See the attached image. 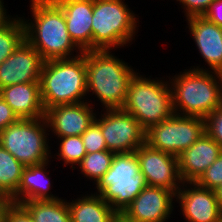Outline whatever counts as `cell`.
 <instances>
[{"mask_svg": "<svg viewBox=\"0 0 222 222\" xmlns=\"http://www.w3.org/2000/svg\"><path fill=\"white\" fill-rule=\"evenodd\" d=\"M115 52V49L86 51L87 102L97 106V110L122 109L130 81L139 71Z\"/></svg>", "mask_w": 222, "mask_h": 222, "instance_id": "1", "label": "cell"}, {"mask_svg": "<svg viewBox=\"0 0 222 222\" xmlns=\"http://www.w3.org/2000/svg\"><path fill=\"white\" fill-rule=\"evenodd\" d=\"M29 8L30 16L19 14L25 27V39L44 61L83 53L70 38L64 13L53 0H29Z\"/></svg>", "mask_w": 222, "mask_h": 222, "instance_id": "2", "label": "cell"}, {"mask_svg": "<svg viewBox=\"0 0 222 222\" xmlns=\"http://www.w3.org/2000/svg\"><path fill=\"white\" fill-rule=\"evenodd\" d=\"M168 73L173 112L205 119L222 106V83L218 72L186 68ZM175 74V75H174Z\"/></svg>", "mask_w": 222, "mask_h": 222, "instance_id": "3", "label": "cell"}, {"mask_svg": "<svg viewBox=\"0 0 222 222\" xmlns=\"http://www.w3.org/2000/svg\"><path fill=\"white\" fill-rule=\"evenodd\" d=\"M86 52L72 58L44 61L40 90L46 109L87 101Z\"/></svg>", "mask_w": 222, "mask_h": 222, "instance_id": "4", "label": "cell"}, {"mask_svg": "<svg viewBox=\"0 0 222 222\" xmlns=\"http://www.w3.org/2000/svg\"><path fill=\"white\" fill-rule=\"evenodd\" d=\"M127 4L125 0H93L92 50H129L135 44L142 21Z\"/></svg>", "mask_w": 222, "mask_h": 222, "instance_id": "5", "label": "cell"}, {"mask_svg": "<svg viewBox=\"0 0 222 222\" xmlns=\"http://www.w3.org/2000/svg\"><path fill=\"white\" fill-rule=\"evenodd\" d=\"M142 73L141 70L138 71L131 79L122 109L135 117L147 131L153 125L169 118L174 112L167 74L152 78L149 72L146 75Z\"/></svg>", "mask_w": 222, "mask_h": 222, "instance_id": "6", "label": "cell"}, {"mask_svg": "<svg viewBox=\"0 0 222 222\" xmlns=\"http://www.w3.org/2000/svg\"><path fill=\"white\" fill-rule=\"evenodd\" d=\"M89 190L103 198L118 214L146 187L135 152L115 153L111 167ZM95 190V191H93Z\"/></svg>", "mask_w": 222, "mask_h": 222, "instance_id": "7", "label": "cell"}, {"mask_svg": "<svg viewBox=\"0 0 222 222\" xmlns=\"http://www.w3.org/2000/svg\"><path fill=\"white\" fill-rule=\"evenodd\" d=\"M50 143L45 117L19 119L0 132V145L25 167L52 159Z\"/></svg>", "mask_w": 222, "mask_h": 222, "instance_id": "8", "label": "cell"}, {"mask_svg": "<svg viewBox=\"0 0 222 222\" xmlns=\"http://www.w3.org/2000/svg\"><path fill=\"white\" fill-rule=\"evenodd\" d=\"M203 133H205L203 118L173 113L169 118L146 131L145 143L177 157Z\"/></svg>", "mask_w": 222, "mask_h": 222, "instance_id": "9", "label": "cell"}, {"mask_svg": "<svg viewBox=\"0 0 222 222\" xmlns=\"http://www.w3.org/2000/svg\"><path fill=\"white\" fill-rule=\"evenodd\" d=\"M95 121L100 125L107 150L114 153L135 152L145 143L146 131L138 120L123 109H103Z\"/></svg>", "mask_w": 222, "mask_h": 222, "instance_id": "10", "label": "cell"}, {"mask_svg": "<svg viewBox=\"0 0 222 222\" xmlns=\"http://www.w3.org/2000/svg\"><path fill=\"white\" fill-rule=\"evenodd\" d=\"M175 203L172 191L146 185L120 215L128 222H169L175 218Z\"/></svg>", "mask_w": 222, "mask_h": 222, "instance_id": "11", "label": "cell"}, {"mask_svg": "<svg viewBox=\"0 0 222 222\" xmlns=\"http://www.w3.org/2000/svg\"><path fill=\"white\" fill-rule=\"evenodd\" d=\"M135 153L146 185L164 188L176 195L183 183L179 175L177 157L152 148L146 143L137 148Z\"/></svg>", "mask_w": 222, "mask_h": 222, "instance_id": "12", "label": "cell"}, {"mask_svg": "<svg viewBox=\"0 0 222 222\" xmlns=\"http://www.w3.org/2000/svg\"><path fill=\"white\" fill-rule=\"evenodd\" d=\"M184 21L187 22L184 30L190 34L196 51L198 50L205 62L202 63L204 66L194 63L189 68L218 73L222 71V27L208 21L204 16H193Z\"/></svg>", "mask_w": 222, "mask_h": 222, "instance_id": "13", "label": "cell"}, {"mask_svg": "<svg viewBox=\"0 0 222 222\" xmlns=\"http://www.w3.org/2000/svg\"><path fill=\"white\" fill-rule=\"evenodd\" d=\"M179 215L185 222H221L222 210L214 190L199 186L196 182H183L176 193Z\"/></svg>", "mask_w": 222, "mask_h": 222, "instance_id": "14", "label": "cell"}, {"mask_svg": "<svg viewBox=\"0 0 222 222\" xmlns=\"http://www.w3.org/2000/svg\"><path fill=\"white\" fill-rule=\"evenodd\" d=\"M95 109L87 101L60 104L46 109L44 117L48 124L51 143L58 137L81 136L95 120L98 112Z\"/></svg>", "mask_w": 222, "mask_h": 222, "instance_id": "15", "label": "cell"}, {"mask_svg": "<svg viewBox=\"0 0 222 222\" xmlns=\"http://www.w3.org/2000/svg\"><path fill=\"white\" fill-rule=\"evenodd\" d=\"M43 63L39 52L24 39L0 64V89L18 83L40 82Z\"/></svg>", "mask_w": 222, "mask_h": 222, "instance_id": "16", "label": "cell"}, {"mask_svg": "<svg viewBox=\"0 0 222 222\" xmlns=\"http://www.w3.org/2000/svg\"><path fill=\"white\" fill-rule=\"evenodd\" d=\"M222 147L206 132L178 156V170L183 182H196L218 158Z\"/></svg>", "mask_w": 222, "mask_h": 222, "instance_id": "17", "label": "cell"}, {"mask_svg": "<svg viewBox=\"0 0 222 222\" xmlns=\"http://www.w3.org/2000/svg\"><path fill=\"white\" fill-rule=\"evenodd\" d=\"M48 160L37 165H30L24 168L20 185L16 193L8 200L9 202L22 204L27 201H44L57 200L61 198L57 193L53 194L55 185L51 180V175L48 168H51V162ZM48 169V170H47ZM53 184V185H52Z\"/></svg>", "mask_w": 222, "mask_h": 222, "instance_id": "18", "label": "cell"}, {"mask_svg": "<svg viewBox=\"0 0 222 222\" xmlns=\"http://www.w3.org/2000/svg\"><path fill=\"white\" fill-rule=\"evenodd\" d=\"M63 11L74 44L82 51L92 50L93 0H53Z\"/></svg>", "mask_w": 222, "mask_h": 222, "instance_id": "19", "label": "cell"}, {"mask_svg": "<svg viewBox=\"0 0 222 222\" xmlns=\"http://www.w3.org/2000/svg\"><path fill=\"white\" fill-rule=\"evenodd\" d=\"M0 97L19 119H37L45 116L40 82L18 83L0 89Z\"/></svg>", "mask_w": 222, "mask_h": 222, "instance_id": "20", "label": "cell"}, {"mask_svg": "<svg viewBox=\"0 0 222 222\" xmlns=\"http://www.w3.org/2000/svg\"><path fill=\"white\" fill-rule=\"evenodd\" d=\"M67 200L71 222H113L119 215L103 198L85 190Z\"/></svg>", "mask_w": 222, "mask_h": 222, "instance_id": "21", "label": "cell"}, {"mask_svg": "<svg viewBox=\"0 0 222 222\" xmlns=\"http://www.w3.org/2000/svg\"><path fill=\"white\" fill-rule=\"evenodd\" d=\"M35 222H71L67 198L27 201L21 204Z\"/></svg>", "mask_w": 222, "mask_h": 222, "instance_id": "22", "label": "cell"}, {"mask_svg": "<svg viewBox=\"0 0 222 222\" xmlns=\"http://www.w3.org/2000/svg\"><path fill=\"white\" fill-rule=\"evenodd\" d=\"M25 166L0 145V196L7 201L16 193Z\"/></svg>", "mask_w": 222, "mask_h": 222, "instance_id": "23", "label": "cell"}, {"mask_svg": "<svg viewBox=\"0 0 222 222\" xmlns=\"http://www.w3.org/2000/svg\"><path fill=\"white\" fill-rule=\"evenodd\" d=\"M51 144L52 148L53 144L54 148L56 146L55 149L53 148L55 153L52 151L51 158H54L55 160L57 159L59 163L62 162L61 164L64 169L69 166L68 169L74 174V169L87 154L81 136L58 137L56 138V141Z\"/></svg>", "mask_w": 222, "mask_h": 222, "instance_id": "24", "label": "cell"}, {"mask_svg": "<svg viewBox=\"0 0 222 222\" xmlns=\"http://www.w3.org/2000/svg\"><path fill=\"white\" fill-rule=\"evenodd\" d=\"M114 154V152L109 150L86 154L74 169L79 172L78 174H81L78 176L80 181L84 178L86 179L84 181H90L92 186H94L111 167Z\"/></svg>", "mask_w": 222, "mask_h": 222, "instance_id": "25", "label": "cell"}, {"mask_svg": "<svg viewBox=\"0 0 222 222\" xmlns=\"http://www.w3.org/2000/svg\"><path fill=\"white\" fill-rule=\"evenodd\" d=\"M25 39V27L22 18L17 17L0 29V64L6 60Z\"/></svg>", "mask_w": 222, "mask_h": 222, "instance_id": "26", "label": "cell"}, {"mask_svg": "<svg viewBox=\"0 0 222 222\" xmlns=\"http://www.w3.org/2000/svg\"><path fill=\"white\" fill-rule=\"evenodd\" d=\"M81 138L87 154L107 150V145L101 132V127L95 120L87 128V130L83 132Z\"/></svg>", "mask_w": 222, "mask_h": 222, "instance_id": "27", "label": "cell"}, {"mask_svg": "<svg viewBox=\"0 0 222 222\" xmlns=\"http://www.w3.org/2000/svg\"><path fill=\"white\" fill-rule=\"evenodd\" d=\"M196 183L204 188L215 190L222 185V152L218 158L204 171Z\"/></svg>", "mask_w": 222, "mask_h": 222, "instance_id": "28", "label": "cell"}, {"mask_svg": "<svg viewBox=\"0 0 222 222\" xmlns=\"http://www.w3.org/2000/svg\"><path fill=\"white\" fill-rule=\"evenodd\" d=\"M173 1V0H172ZM178 8L184 13L185 19L193 16H203L214 0H174ZM180 6V7H179Z\"/></svg>", "mask_w": 222, "mask_h": 222, "instance_id": "29", "label": "cell"}, {"mask_svg": "<svg viewBox=\"0 0 222 222\" xmlns=\"http://www.w3.org/2000/svg\"><path fill=\"white\" fill-rule=\"evenodd\" d=\"M205 132L222 147V106L205 119Z\"/></svg>", "mask_w": 222, "mask_h": 222, "instance_id": "30", "label": "cell"}, {"mask_svg": "<svg viewBox=\"0 0 222 222\" xmlns=\"http://www.w3.org/2000/svg\"><path fill=\"white\" fill-rule=\"evenodd\" d=\"M4 222H35L30 213L21 205L7 202L2 211Z\"/></svg>", "mask_w": 222, "mask_h": 222, "instance_id": "31", "label": "cell"}, {"mask_svg": "<svg viewBox=\"0 0 222 222\" xmlns=\"http://www.w3.org/2000/svg\"><path fill=\"white\" fill-rule=\"evenodd\" d=\"M18 120L11 107L0 97V132Z\"/></svg>", "mask_w": 222, "mask_h": 222, "instance_id": "32", "label": "cell"}, {"mask_svg": "<svg viewBox=\"0 0 222 222\" xmlns=\"http://www.w3.org/2000/svg\"><path fill=\"white\" fill-rule=\"evenodd\" d=\"M203 16L208 21L222 27V0H214Z\"/></svg>", "mask_w": 222, "mask_h": 222, "instance_id": "33", "label": "cell"}, {"mask_svg": "<svg viewBox=\"0 0 222 222\" xmlns=\"http://www.w3.org/2000/svg\"><path fill=\"white\" fill-rule=\"evenodd\" d=\"M4 0H0V29H2L3 27L7 26L9 23H11L16 17L17 14H9L8 9V5L6 3H4ZM5 4V5H4Z\"/></svg>", "mask_w": 222, "mask_h": 222, "instance_id": "34", "label": "cell"}, {"mask_svg": "<svg viewBox=\"0 0 222 222\" xmlns=\"http://www.w3.org/2000/svg\"><path fill=\"white\" fill-rule=\"evenodd\" d=\"M216 194V198L219 202L220 208L222 210V185L219 186L217 189L214 190Z\"/></svg>", "mask_w": 222, "mask_h": 222, "instance_id": "35", "label": "cell"}, {"mask_svg": "<svg viewBox=\"0 0 222 222\" xmlns=\"http://www.w3.org/2000/svg\"><path fill=\"white\" fill-rule=\"evenodd\" d=\"M8 201L3 198L2 196H0V220L2 219V211H3V208L5 206V204L7 203Z\"/></svg>", "mask_w": 222, "mask_h": 222, "instance_id": "36", "label": "cell"}, {"mask_svg": "<svg viewBox=\"0 0 222 222\" xmlns=\"http://www.w3.org/2000/svg\"><path fill=\"white\" fill-rule=\"evenodd\" d=\"M113 222H128L120 214L115 218Z\"/></svg>", "mask_w": 222, "mask_h": 222, "instance_id": "37", "label": "cell"}, {"mask_svg": "<svg viewBox=\"0 0 222 222\" xmlns=\"http://www.w3.org/2000/svg\"><path fill=\"white\" fill-rule=\"evenodd\" d=\"M219 76H220L221 83H222V71L219 72Z\"/></svg>", "mask_w": 222, "mask_h": 222, "instance_id": "38", "label": "cell"}]
</instances>
